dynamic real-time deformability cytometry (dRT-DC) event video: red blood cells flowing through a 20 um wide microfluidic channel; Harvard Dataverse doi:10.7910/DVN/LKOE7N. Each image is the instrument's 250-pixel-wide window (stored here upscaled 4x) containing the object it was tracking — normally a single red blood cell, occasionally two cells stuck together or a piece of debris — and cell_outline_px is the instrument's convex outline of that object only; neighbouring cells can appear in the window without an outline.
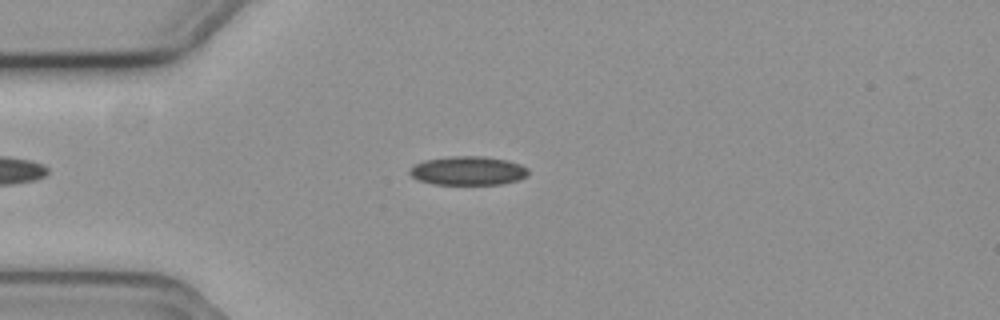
{"species": "common noctule bat (a hibernating species)", "species_latin": "Nyctalus noctula", "temperature_condition": "cold", "stored_images_in_passage": 52, "camera_frame_rate_fps": 3000, "um_per_image_px": 0.085, "animal": {"sex": "female", "body_mass_g": 19.3, "forearm_length_mm": 54.1}, "frame": {"image": 1, "passage_image": 11, "time_ms": 3.333, "image_size_px": [1000, 320], "cell_outline_px": [[528, 176], [516, 180], [500, 184], [436, 184], [420, 180], [412, 176], [408, 172], [416, 164], [424, 160], [452, 156], [484, 156], [508, 160], [520, 164], [528, 168]], "centroid_in_image_um": [39.82, 14.5], "position_along_channel_um": 45.2, "area_um2": 19.77}}
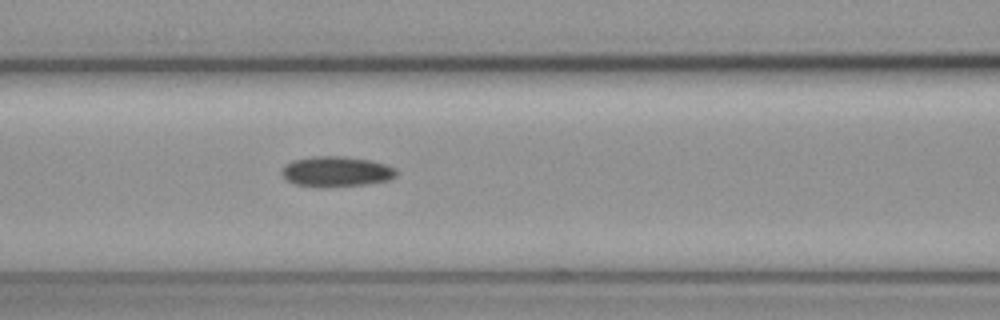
{"frame": {"image": 2, "passage_image": 20, "time_ms": 6.333, "image_size_px": [1000, 320], "cell_outline_px": [[396, 176], [388, 180], [364, 184], [296, 184], [288, 180], [280, 172], [284, 164], [292, 160], [312, 156], [344, 156], [368, 160], [384, 164], [396, 168]], "centroid_in_image_um": [28.58, 14.52], "position_along_channel_um": 138.0, "area_um2": 19.31}}
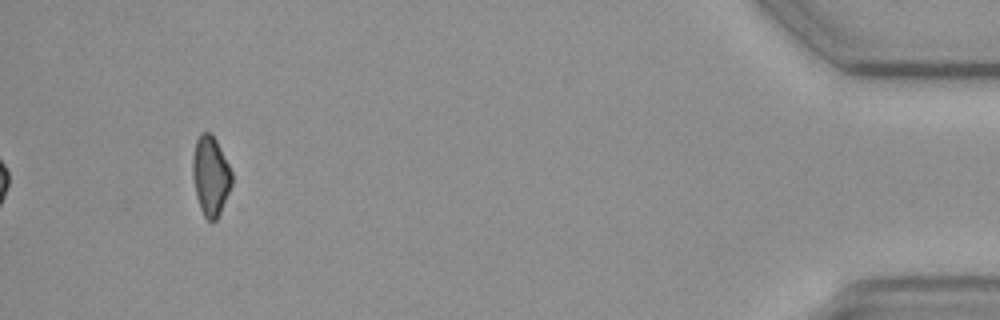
{"frame": {"image": 3, "passage_image": 49, "time_ms": 16.0, "image_size_px": [1000, 320], "cell_outline_px": [[232, 184], [220, 212], [216, 220], [208, 220], [204, 216], [200, 208], [196, 196], [192, 176], [192, 156], [196, 140], [200, 132], [212, 132], [232, 172]], "centroid_in_image_um": [17.88, 14.91], "position_along_channel_um": 417.3, "area_um2": 18.15}}